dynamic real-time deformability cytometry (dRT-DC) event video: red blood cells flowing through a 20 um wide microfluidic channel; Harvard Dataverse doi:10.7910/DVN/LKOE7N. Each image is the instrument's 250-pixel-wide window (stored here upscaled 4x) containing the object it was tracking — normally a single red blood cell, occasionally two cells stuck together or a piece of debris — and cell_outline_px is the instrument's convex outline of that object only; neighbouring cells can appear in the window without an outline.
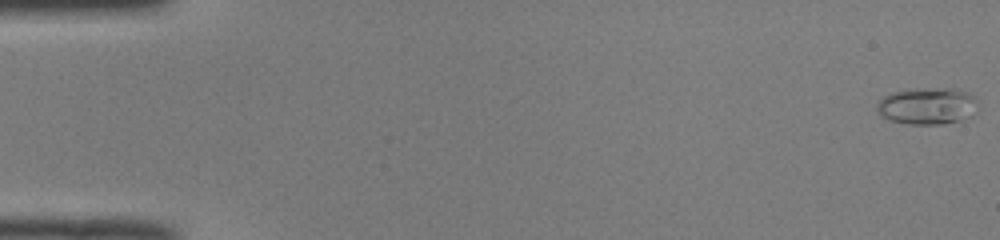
{"species": "common noctule bat (a hibernating species)", "species_latin": "Nyctalus noctula", "temperature_condition": "room temperature", "stored_images_in_passage": 51, "camera_frame_rate_fps": 3000, "um_per_image_px": 0.085, "animal": {"sex": "male", "body_mass_g": 19.0, "forearm_length_mm": 50.8}, "frame": {"image": 1, "passage_image": 1, "time_ms": 0.0, "image_size_px": [1000, 240], "cell_outline_px": [[976, 112], [972, 116], [960, 120], [944, 124], [908, 124], [888, 120], [880, 116], [876, 108], [876, 104], [884, 96], [892, 92], [944, 88], [956, 88], [968, 92], [976, 100]], "centroid_in_image_um": [78.82, 9.03], "position_along_channel_um": 6.2, "area_um2": 21.56}}
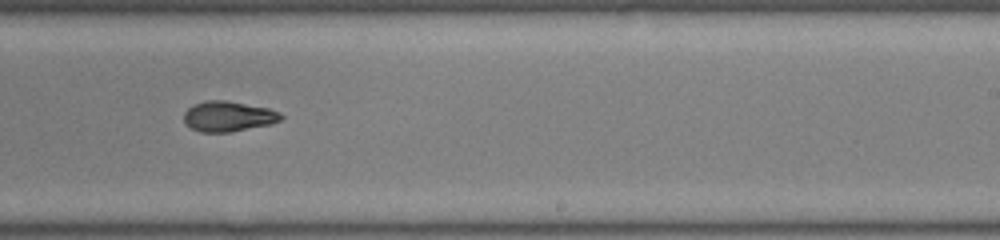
{"frame": {"image": 2, "passage_image": 32, "time_ms": 10.333, "image_size_px": [1000, 240], "cell_outline_px": [[284, 116], [280, 120], [272, 124], [232, 132], [200, 132], [184, 124], [184, 112], [192, 104], [208, 100], [224, 100], [268, 108], [280, 112]], "centroid_in_image_um": [19.39, 9.9], "position_along_channel_um": 269.6, "area_um2": 17.28}}
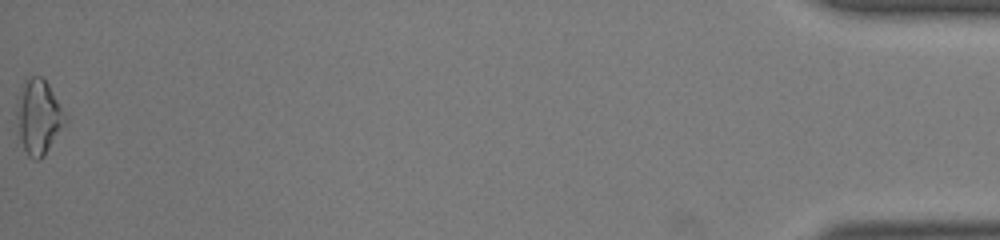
{"frame": {"image": 3, "passage_image": 51, "time_ms": 16.667, "image_size_px": [1000, 240], "cell_outline_px": [[68, 120], [44, 156], [40, 160], [32, 160], [28, 156], [24, 148], [20, 136], [16, 116], [16, 96], [24, 84], [32, 76], [40, 76], [48, 84], [68, 116]], "centroid_in_image_um": [3.29, 9.95], "position_along_channel_um": 431.9, "area_um2": 21.15}, "authors_computed_cell_mechanics": {"area_um2": 17.3978, "velocity_mm_per_s": 4.0881, "shape_relaxation_time_tau1_ms": null, "shape_relaxation_time_tau2_ms": 3.0881, "deformation_change_tau1": null, "deformation_change_tau2": 0.0913}}